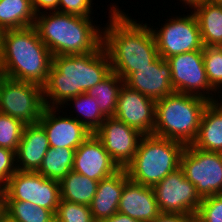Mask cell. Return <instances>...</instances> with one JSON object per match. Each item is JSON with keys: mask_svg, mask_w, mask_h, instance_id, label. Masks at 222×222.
<instances>
[{"mask_svg": "<svg viewBox=\"0 0 222 222\" xmlns=\"http://www.w3.org/2000/svg\"><path fill=\"white\" fill-rule=\"evenodd\" d=\"M110 12V23L103 31L102 45L112 72L125 80L132 72L150 66L159 57L156 40L152 28L146 24L136 23L115 6Z\"/></svg>", "mask_w": 222, "mask_h": 222, "instance_id": "1", "label": "cell"}, {"mask_svg": "<svg viewBox=\"0 0 222 222\" xmlns=\"http://www.w3.org/2000/svg\"><path fill=\"white\" fill-rule=\"evenodd\" d=\"M111 72V63L103 46L85 54L52 56L48 79L43 86L45 105L61 107L70 98L86 93Z\"/></svg>", "mask_w": 222, "mask_h": 222, "instance_id": "2", "label": "cell"}, {"mask_svg": "<svg viewBox=\"0 0 222 222\" xmlns=\"http://www.w3.org/2000/svg\"><path fill=\"white\" fill-rule=\"evenodd\" d=\"M52 65V54L34 26L6 31L0 51V75L44 86Z\"/></svg>", "mask_w": 222, "mask_h": 222, "instance_id": "3", "label": "cell"}, {"mask_svg": "<svg viewBox=\"0 0 222 222\" xmlns=\"http://www.w3.org/2000/svg\"><path fill=\"white\" fill-rule=\"evenodd\" d=\"M41 13L36 15L34 27L52 56L85 54L103 46V32L92 25L91 17Z\"/></svg>", "mask_w": 222, "mask_h": 222, "instance_id": "4", "label": "cell"}, {"mask_svg": "<svg viewBox=\"0 0 222 222\" xmlns=\"http://www.w3.org/2000/svg\"><path fill=\"white\" fill-rule=\"evenodd\" d=\"M210 101L200 96L173 92L156 100L153 134L183 143L192 144L197 138L200 120Z\"/></svg>", "mask_w": 222, "mask_h": 222, "instance_id": "5", "label": "cell"}, {"mask_svg": "<svg viewBox=\"0 0 222 222\" xmlns=\"http://www.w3.org/2000/svg\"><path fill=\"white\" fill-rule=\"evenodd\" d=\"M185 145L179 141L144 135L133 160L125 167L130 180L148 187L155 186L180 168Z\"/></svg>", "mask_w": 222, "mask_h": 222, "instance_id": "6", "label": "cell"}, {"mask_svg": "<svg viewBox=\"0 0 222 222\" xmlns=\"http://www.w3.org/2000/svg\"><path fill=\"white\" fill-rule=\"evenodd\" d=\"M45 107L42 86L0 75V113L29 125L39 122Z\"/></svg>", "mask_w": 222, "mask_h": 222, "instance_id": "7", "label": "cell"}, {"mask_svg": "<svg viewBox=\"0 0 222 222\" xmlns=\"http://www.w3.org/2000/svg\"><path fill=\"white\" fill-rule=\"evenodd\" d=\"M4 201H26L56 213L61 200L60 182L38 172L17 170L0 190Z\"/></svg>", "mask_w": 222, "mask_h": 222, "instance_id": "8", "label": "cell"}, {"mask_svg": "<svg viewBox=\"0 0 222 222\" xmlns=\"http://www.w3.org/2000/svg\"><path fill=\"white\" fill-rule=\"evenodd\" d=\"M180 168L201 198L222 194V153L186 145L180 157Z\"/></svg>", "mask_w": 222, "mask_h": 222, "instance_id": "9", "label": "cell"}, {"mask_svg": "<svg viewBox=\"0 0 222 222\" xmlns=\"http://www.w3.org/2000/svg\"><path fill=\"white\" fill-rule=\"evenodd\" d=\"M191 14L168 20L160 30L152 27L160 57L166 60L177 54L202 51L199 24L195 14Z\"/></svg>", "mask_w": 222, "mask_h": 222, "instance_id": "10", "label": "cell"}, {"mask_svg": "<svg viewBox=\"0 0 222 222\" xmlns=\"http://www.w3.org/2000/svg\"><path fill=\"white\" fill-rule=\"evenodd\" d=\"M152 188L161 213L197 214L202 198L181 168Z\"/></svg>", "mask_w": 222, "mask_h": 222, "instance_id": "11", "label": "cell"}, {"mask_svg": "<svg viewBox=\"0 0 222 222\" xmlns=\"http://www.w3.org/2000/svg\"><path fill=\"white\" fill-rule=\"evenodd\" d=\"M166 61L170 65L172 87L175 92L196 95L210 102H216L217 99L206 94L212 95L209 92L214 89L210 86L206 75L202 51L177 54L167 58Z\"/></svg>", "mask_w": 222, "mask_h": 222, "instance_id": "12", "label": "cell"}, {"mask_svg": "<svg viewBox=\"0 0 222 222\" xmlns=\"http://www.w3.org/2000/svg\"><path fill=\"white\" fill-rule=\"evenodd\" d=\"M94 135L120 168H125L133 160L139 142L144 136L114 116L106 117Z\"/></svg>", "mask_w": 222, "mask_h": 222, "instance_id": "13", "label": "cell"}, {"mask_svg": "<svg viewBox=\"0 0 222 222\" xmlns=\"http://www.w3.org/2000/svg\"><path fill=\"white\" fill-rule=\"evenodd\" d=\"M156 100L123 84L119 90L114 117L143 135H152L155 126Z\"/></svg>", "mask_w": 222, "mask_h": 222, "instance_id": "14", "label": "cell"}, {"mask_svg": "<svg viewBox=\"0 0 222 222\" xmlns=\"http://www.w3.org/2000/svg\"><path fill=\"white\" fill-rule=\"evenodd\" d=\"M120 169L94 133L75 150L72 170L90 179L100 181Z\"/></svg>", "mask_w": 222, "mask_h": 222, "instance_id": "15", "label": "cell"}, {"mask_svg": "<svg viewBox=\"0 0 222 222\" xmlns=\"http://www.w3.org/2000/svg\"><path fill=\"white\" fill-rule=\"evenodd\" d=\"M54 109L57 110L46 106L38 122L46 132L50 147L76 150L91 133L73 117L57 118Z\"/></svg>", "mask_w": 222, "mask_h": 222, "instance_id": "16", "label": "cell"}, {"mask_svg": "<svg viewBox=\"0 0 222 222\" xmlns=\"http://www.w3.org/2000/svg\"><path fill=\"white\" fill-rule=\"evenodd\" d=\"M124 84L154 100L172 94V78L170 65L162 57H158L150 66L132 72Z\"/></svg>", "mask_w": 222, "mask_h": 222, "instance_id": "17", "label": "cell"}, {"mask_svg": "<svg viewBox=\"0 0 222 222\" xmlns=\"http://www.w3.org/2000/svg\"><path fill=\"white\" fill-rule=\"evenodd\" d=\"M118 212L141 222H152L161 214L153 188L130 179L124 184Z\"/></svg>", "mask_w": 222, "mask_h": 222, "instance_id": "18", "label": "cell"}, {"mask_svg": "<svg viewBox=\"0 0 222 222\" xmlns=\"http://www.w3.org/2000/svg\"><path fill=\"white\" fill-rule=\"evenodd\" d=\"M49 148L46 132L39 123L25 125L15 152L16 163L20 162L17 170L37 172Z\"/></svg>", "mask_w": 222, "mask_h": 222, "instance_id": "19", "label": "cell"}, {"mask_svg": "<svg viewBox=\"0 0 222 222\" xmlns=\"http://www.w3.org/2000/svg\"><path fill=\"white\" fill-rule=\"evenodd\" d=\"M129 180L125 168L98 182L97 190L89 205L95 222H100L118 212L124 184Z\"/></svg>", "mask_w": 222, "mask_h": 222, "instance_id": "20", "label": "cell"}, {"mask_svg": "<svg viewBox=\"0 0 222 222\" xmlns=\"http://www.w3.org/2000/svg\"><path fill=\"white\" fill-rule=\"evenodd\" d=\"M192 145L203 151L222 153V101L209 102L205 107Z\"/></svg>", "mask_w": 222, "mask_h": 222, "instance_id": "21", "label": "cell"}, {"mask_svg": "<svg viewBox=\"0 0 222 222\" xmlns=\"http://www.w3.org/2000/svg\"><path fill=\"white\" fill-rule=\"evenodd\" d=\"M197 18L203 46L222 45V6L206 0L193 12Z\"/></svg>", "mask_w": 222, "mask_h": 222, "instance_id": "22", "label": "cell"}, {"mask_svg": "<svg viewBox=\"0 0 222 222\" xmlns=\"http://www.w3.org/2000/svg\"><path fill=\"white\" fill-rule=\"evenodd\" d=\"M98 182L72 170L60 181L61 199L89 206L95 196Z\"/></svg>", "mask_w": 222, "mask_h": 222, "instance_id": "23", "label": "cell"}, {"mask_svg": "<svg viewBox=\"0 0 222 222\" xmlns=\"http://www.w3.org/2000/svg\"><path fill=\"white\" fill-rule=\"evenodd\" d=\"M31 0H0V25L6 30L34 26Z\"/></svg>", "mask_w": 222, "mask_h": 222, "instance_id": "24", "label": "cell"}, {"mask_svg": "<svg viewBox=\"0 0 222 222\" xmlns=\"http://www.w3.org/2000/svg\"><path fill=\"white\" fill-rule=\"evenodd\" d=\"M75 149L71 148H52L50 147L37 171L40 175L61 181L72 171L74 163Z\"/></svg>", "mask_w": 222, "mask_h": 222, "instance_id": "25", "label": "cell"}, {"mask_svg": "<svg viewBox=\"0 0 222 222\" xmlns=\"http://www.w3.org/2000/svg\"><path fill=\"white\" fill-rule=\"evenodd\" d=\"M123 84L124 80L115 72H111L104 80L86 93L95 98L101 112L106 117H111L116 112L118 94Z\"/></svg>", "mask_w": 222, "mask_h": 222, "instance_id": "26", "label": "cell"}, {"mask_svg": "<svg viewBox=\"0 0 222 222\" xmlns=\"http://www.w3.org/2000/svg\"><path fill=\"white\" fill-rule=\"evenodd\" d=\"M5 214L16 222H55V214L26 201H4Z\"/></svg>", "mask_w": 222, "mask_h": 222, "instance_id": "27", "label": "cell"}, {"mask_svg": "<svg viewBox=\"0 0 222 222\" xmlns=\"http://www.w3.org/2000/svg\"><path fill=\"white\" fill-rule=\"evenodd\" d=\"M68 101H74L75 109L77 107L79 113L84 116L82 119L78 116L75 118L92 134L104 122L106 116L101 112L94 97L87 93H82L78 96L70 98ZM86 117V119H85Z\"/></svg>", "mask_w": 222, "mask_h": 222, "instance_id": "28", "label": "cell"}, {"mask_svg": "<svg viewBox=\"0 0 222 222\" xmlns=\"http://www.w3.org/2000/svg\"><path fill=\"white\" fill-rule=\"evenodd\" d=\"M24 126L20 120L0 113V147L16 152Z\"/></svg>", "mask_w": 222, "mask_h": 222, "instance_id": "29", "label": "cell"}, {"mask_svg": "<svg viewBox=\"0 0 222 222\" xmlns=\"http://www.w3.org/2000/svg\"><path fill=\"white\" fill-rule=\"evenodd\" d=\"M202 54L209 84L217 91L222 84V48L219 46H204Z\"/></svg>", "mask_w": 222, "mask_h": 222, "instance_id": "30", "label": "cell"}, {"mask_svg": "<svg viewBox=\"0 0 222 222\" xmlns=\"http://www.w3.org/2000/svg\"><path fill=\"white\" fill-rule=\"evenodd\" d=\"M55 222H95L90 207L85 204L60 200Z\"/></svg>", "mask_w": 222, "mask_h": 222, "instance_id": "31", "label": "cell"}, {"mask_svg": "<svg viewBox=\"0 0 222 222\" xmlns=\"http://www.w3.org/2000/svg\"><path fill=\"white\" fill-rule=\"evenodd\" d=\"M196 216L202 222H222V194L202 198Z\"/></svg>", "mask_w": 222, "mask_h": 222, "instance_id": "32", "label": "cell"}, {"mask_svg": "<svg viewBox=\"0 0 222 222\" xmlns=\"http://www.w3.org/2000/svg\"><path fill=\"white\" fill-rule=\"evenodd\" d=\"M15 161V151L0 147V190L17 171Z\"/></svg>", "mask_w": 222, "mask_h": 222, "instance_id": "33", "label": "cell"}, {"mask_svg": "<svg viewBox=\"0 0 222 222\" xmlns=\"http://www.w3.org/2000/svg\"><path fill=\"white\" fill-rule=\"evenodd\" d=\"M92 0H59L58 12L90 17Z\"/></svg>", "mask_w": 222, "mask_h": 222, "instance_id": "34", "label": "cell"}, {"mask_svg": "<svg viewBox=\"0 0 222 222\" xmlns=\"http://www.w3.org/2000/svg\"><path fill=\"white\" fill-rule=\"evenodd\" d=\"M193 216L180 213H161L152 222H189Z\"/></svg>", "mask_w": 222, "mask_h": 222, "instance_id": "35", "label": "cell"}, {"mask_svg": "<svg viewBox=\"0 0 222 222\" xmlns=\"http://www.w3.org/2000/svg\"><path fill=\"white\" fill-rule=\"evenodd\" d=\"M34 13L41 14L40 9H46L51 11H58L59 0H31Z\"/></svg>", "mask_w": 222, "mask_h": 222, "instance_id": "36", "label": "cell"}, {"mask_svg": "<svg viewBox=\"0 0 222 222\" xmlns=\"http://www.w3.org/2000/svg\"><path fill=\"white\" fill-rule=\"evenodd\" d=\"M100 222H141V221L133 219L128 215L117 212L116 214L112 215L110 218H106Z\"/></svg>", "mask_w": 222, "mask_h": 222, "instance_id": "37", "label": "cell"}, {"mask_svg": "<svg viewBox=\"0 0 222 222\" xmlns=\"http://www.w3.org/2000/svg\"><path fill=\"white\" fill-rule=\"evenodd\" d=\"M182 1H184L185 4L189 5V7L195 8L196 6H198L199 4H201L206 0H182Z\"/></svg>", "mask_w": 222, "mask_h": 222, "instance_id": "38", "label": "cell"}, {"mask_svg": "<svg viewBox=\"0 0 222 222\" xmlns=\"http://www.w3.org/2000/svg\"><path fill=\"white\" fill-rule=\"evenodd\" d=\"M6 31L7 30L3 26L0 25V51H1L4 39H5Z\"/></svg>", "mask_w": 222, "mask_h": 222, "instance_id": "39", "label": "cell"}, {"mask_svg": "<svg viewBox=\"0 0 222 222\" xmlns=\"http://www.w3.org/2000/svg\"><path fill=\"white\" fill-rule=\"evenodd\" d=\"M5 214V205H4V199L0 192V219Z\"/></svg>", "mask_w": 222, "mask_h": 222, "instance_id": "40", "label": "cell"}, {"mask_svg": "<svg viewBox=\"0 0 222 222\" xmlns=\"http://www.w3.org/2000/svg\"><path fill=\"white\" fill-rule=\"evenodd\" d=\"M0 222H16L14 220H12L9 216H7L6 214H4L1 219Z\"/></svg>", "mask_w": 222, "mask_h": 222, "instance_id": "41", "label": "cell"}, {"mask_svg": "<svg viewBox=\"0 0 222 222\" xmlns=\"http://www.w3.org/2000/svg\"><path fill=\"white\" fill-rule=\"evenodd\" d=\"M189 222H202V220H201L198 216L194 215V216L189 220Z\"/></svg>", "mask_w": 222, "mask_h": 222, "instance_id": "42", "label": "cell"}, {"mask_svg": "<svg viewBox=\"0 0 222 222\" xmlns=\"http://www.w3.org/2000/svg\"><path fill=\"white\" fill-rule=\"evenodd\" d=\"M210 1L213 2L214 4L222 6V0H210Z\"/></svg>", "mask_w": 222, "mask_h": 222, "instance_id": "43", "label": "cell"}]
</instances>
